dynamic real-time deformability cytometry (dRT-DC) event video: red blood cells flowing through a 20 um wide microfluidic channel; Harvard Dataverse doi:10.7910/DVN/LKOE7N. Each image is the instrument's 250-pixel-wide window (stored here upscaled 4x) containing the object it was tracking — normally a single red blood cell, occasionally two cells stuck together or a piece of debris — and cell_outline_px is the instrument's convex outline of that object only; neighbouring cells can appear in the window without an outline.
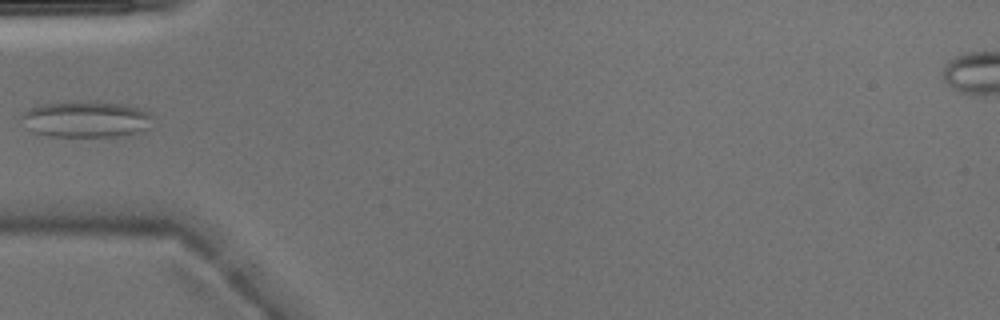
{"species": "Egyptian fruit bat (a non-hibernating species)", "species_latin": "Rousettus aegyptiacus", "temperature_condition": "warm", "stored_images_in_passage": 3, "camera_frame_rate_fps": 3000, "um_per_image_px": 0.085, "animal": {"sex": "male"}, "frame": {"image": 1, "passage_image": 3, "time_ms": 0.667, "image_size_px": [1000, 320], "cell_outline_px": [[152, 116], [148, 128], [136, 132], [120, 136], [48, 136], [32, 132], [20, 120], [24, 112], [28, 108], [40, 104], [80, 100], [124, 104], [140, 108], [148, 112]], "centroid_in_image_um": [7.26, 10.12], "position_along_channel_um": 77.7, "area_um2": 27.92}}